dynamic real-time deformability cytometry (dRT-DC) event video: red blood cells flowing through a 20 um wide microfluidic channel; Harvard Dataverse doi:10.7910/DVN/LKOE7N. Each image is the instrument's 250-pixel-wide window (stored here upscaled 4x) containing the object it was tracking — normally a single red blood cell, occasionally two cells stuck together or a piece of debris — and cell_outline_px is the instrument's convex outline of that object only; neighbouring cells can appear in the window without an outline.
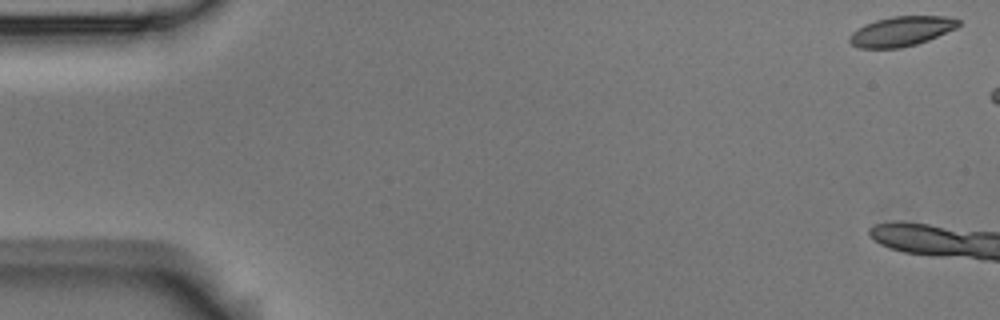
{"species": "Egyptian fruit bat (a non-hibernating species)", "species_latin": "Rousettus aegyptiacus", "temperature_condition": "room temperature", "stored_images_in_passage": 6, "camera_frame_rate_fps": 3000, "um_per_image_px": 0.085, "animal": {"sex": "male"}, "frame": {"image": 1, "passage_image": 1, "time_ms": 0.0, "image_size_px": [1000, 320], "cell_outline_px": [[960, 24], [956, 28], [928, 40], [916, 44], [900, 48], [860, 48], [852, 44], [848, 40], [848, 36], [856, 28], [864, 24], [876, 20], [892, 16], [944, 16], [960, 20]], "centroid_in_image_um": [76.58, 2.66], "position_along_channel_um": 8.4, "area_um2": 18.9}}